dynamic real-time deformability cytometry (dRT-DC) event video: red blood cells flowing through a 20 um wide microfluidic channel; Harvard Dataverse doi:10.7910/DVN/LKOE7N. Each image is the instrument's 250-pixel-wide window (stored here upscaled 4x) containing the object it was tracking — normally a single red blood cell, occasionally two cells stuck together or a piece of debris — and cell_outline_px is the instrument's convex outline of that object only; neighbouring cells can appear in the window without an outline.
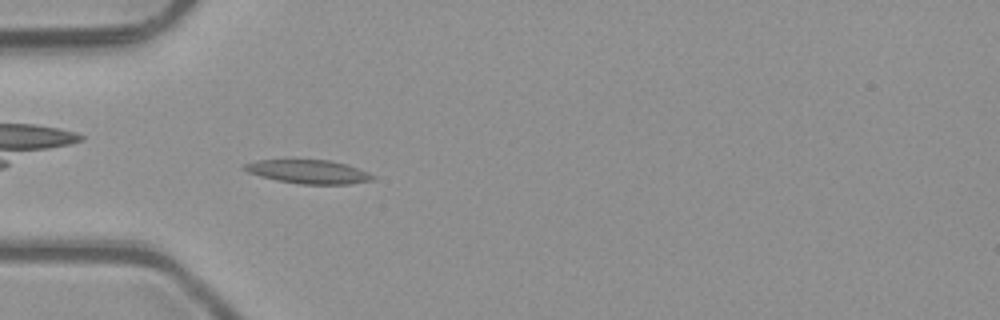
{"species": "common noctule bat (a hibernating species)", "species_latin": "Nyctalus noctula", "temperature_condition": "room temperature", "stored_images_in_passage": 3, "camera_frame_rate_fps": 3000, "um_per_image_px": 0.085, "animal": {"sex": "male", "body_mass_g": 23.1, "forearm_length_mm": 52.7}, "frame": {"image": 1, "passage_image": 3, "time_ms": 0.667, "image_size_px": [1000, 320], "cell_outline_px": [[376, 176], [372, 180], [352, 184], [300, 184], [276, 180], [260, 176], [248, 172], [244, 168], [244, 164], [256, 160], [328, 160], [348, 164], [368, 172]], "centroid_in_image_um": [26.26, 14.6], "position_along_channel_um": 58.7, "area_um2": 17.69}}